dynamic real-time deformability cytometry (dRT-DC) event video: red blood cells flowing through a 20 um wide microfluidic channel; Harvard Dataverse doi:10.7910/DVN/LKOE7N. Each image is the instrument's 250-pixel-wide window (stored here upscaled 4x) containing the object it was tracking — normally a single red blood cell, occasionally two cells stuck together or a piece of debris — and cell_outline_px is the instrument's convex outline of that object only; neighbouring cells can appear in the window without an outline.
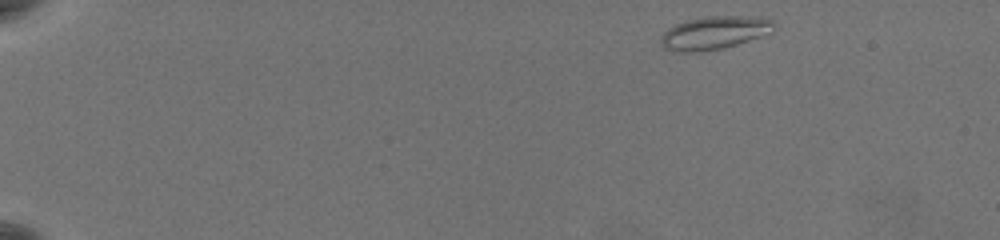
{"species": "common noctule bat (a hibernating species)", "species_latin": "Nyctalus noctula", "temperature_condition": "warm", "stored_images_in_passage": 51, "camera_frame_rate_fps": 3000, "um_per_image_px": 0.085, "animal": {"sex": "female", "body_mass_g": 19.5, "forearm_length_mm": 54.1}, "frame": {"image": 1, "passage_image": 1, "time_ms": 0.0, "image_size_px": [1000, 240], "cell_outline_px": [[772, 32], [736, 44], [720, 48], [696, 52], [680, 52], [664, 48], [660, 44], [660, 36], [668, 28], [676, 24], [688, 20], [708, 16], [756, 16], [772, 20]], "centroid_in_image_um": [60.67, 2.78], "position_along_channel_um": 24.3, "area_um2": 21.5}}
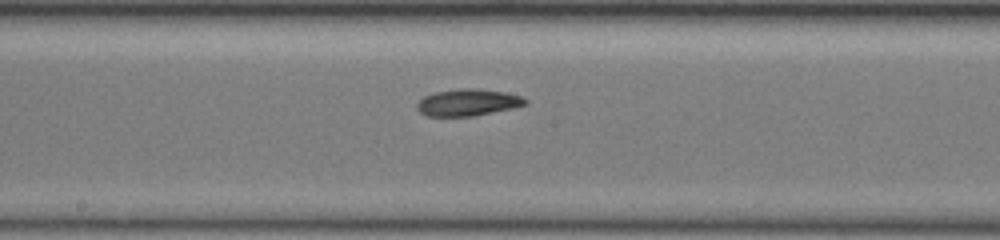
{"frame": {"image": 2, "passage_image": 27, "time_ms": 8.667, "image_size_px": [1000, 240], "cell_outline_px": [[528, 104], [512, 108], [472, 116], [428, 116], [420, 112], [416, 108], [416, 104], [424, 96], [436, 92], [460, 88], [480, 88], [504, 92], [524, 96], [528, 100]], "centroid_in_image_um": [39.8, 8.7], "position_along_channel_um": 208.4, "area_um2": 16.99}}
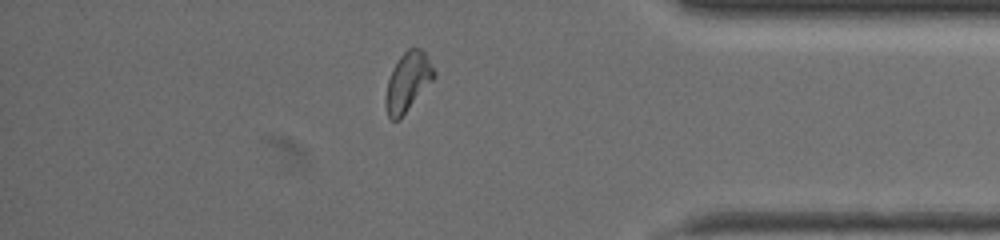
{"frame": {"image": 3, "passage_image": 44, "time_ms": 14.333, "image_size_px": [1000, 240], "cell_outline_px": [[436, 72], [432, 80], [400, 120], [392, 120], [388, 116], [384, 104], [384, 96], [388, 80], [392, 68], [400, 56], [408, 48], [420, 48], [424, 52]], "centroid_in_image_um": [34.62, 6.98], "position_along_channel_um": 400.6, "area_um2": 16.59}, "authors_computed_cell_mechanics": {"area_um2": 16.6464, "velocity_mm_per_s": 3.7133, "shape_relaxation_time_tau1_ms": 5.6218, "shape_relaxation_time_tau2_ms": 9.8576, "deformation_change_tau1": 0.1179, "deformation_change_tau2": 0.1698}}